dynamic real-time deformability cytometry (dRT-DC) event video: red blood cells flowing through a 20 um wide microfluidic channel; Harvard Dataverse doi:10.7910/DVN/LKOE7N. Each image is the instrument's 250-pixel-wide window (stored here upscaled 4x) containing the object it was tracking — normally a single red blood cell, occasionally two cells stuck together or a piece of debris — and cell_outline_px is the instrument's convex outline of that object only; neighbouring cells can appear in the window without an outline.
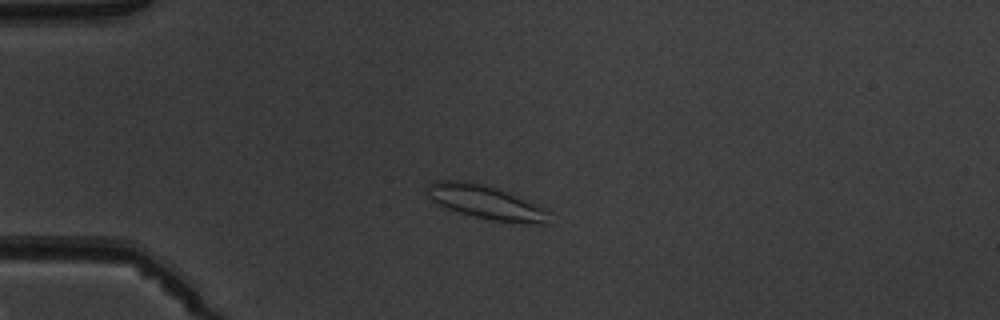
{"species": "common noctule bat (a hibernating species)", "species_latin": "Nyctalus noctula", "temperature_condition": "warm", "stored_images_in_passage": 6, "camera_frame_rate_fps": 3000, "um_per_image_px": 0.085, "animal": {"sex": "male", "body_mass_g": 19.5, "forearm_length_mm": 54.6}, "frame": {"image": 1, "passage_image": 4, "time_ms": 3.667, "image_size_px": [1000, 320], "cell_outline_px": [[548, 212], [540, 224], [520, 224], [492, 220], [460, 212], [448, 208], [432, 200], [428, 196], [424, 188], [428, 184], [436, 180], [464, 180], [496, 188], [548, 208]], "centroid_in_image_um": [41.25, 17.17], "position_along_channel_um": 43.8, "area_um2": 23.64}}
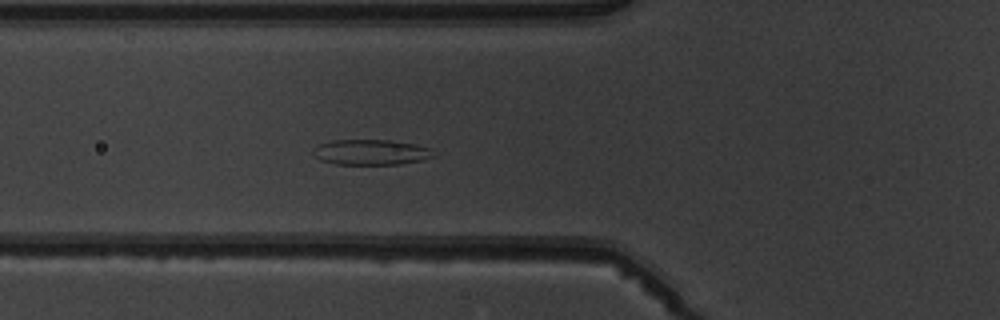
{"frame": {"image": 2, "passage_image": 6, "time_ms": 5.667, "image_size_px": [1000, 320], "cell_outline_px": [[436, 156], [420, 160], [400, 164], [336, 164], [320, 160], [316, 156], [312, 148], [320, 144], [332, 140], [392, 140], [416, 144], [432, 148]], "centroid_in_image_um": [31.57, 12.93], "position_along_channel_um": 94.2, "area_um2": 17.86}}